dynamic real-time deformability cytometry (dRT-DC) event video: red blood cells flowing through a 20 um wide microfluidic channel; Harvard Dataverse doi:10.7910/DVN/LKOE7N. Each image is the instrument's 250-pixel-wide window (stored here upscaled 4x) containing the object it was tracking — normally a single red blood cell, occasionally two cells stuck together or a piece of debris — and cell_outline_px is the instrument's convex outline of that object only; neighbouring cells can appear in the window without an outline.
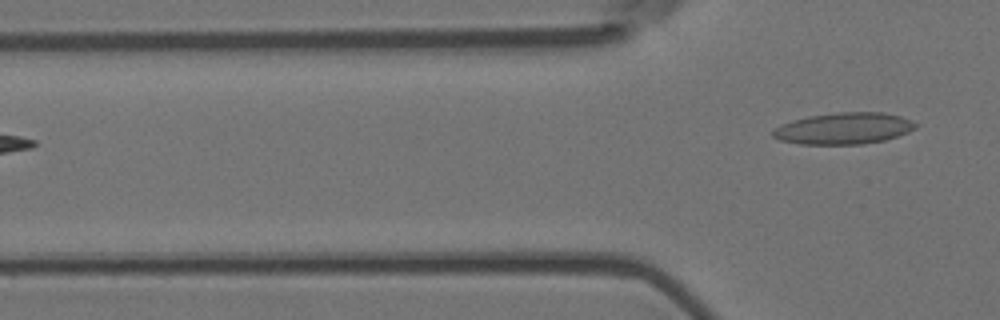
{"species": "Egyptian fruit bat (a non-hibernating species)", "species_latin": "Rousettus aegyptiacus", "temperature_condition": "room temperature", "stored_images_in_passage": 4, "camera_frame_rate_fps": 3000, "um_per_image_px": 0.085, "animal": {"sex": "female"}, "frame": {"image": 1, "passage_image": 4, "time_ms": 1.0, "image_size_px": [1000, 320], "cell_outline_px": [[916, 128], [908, 132], [884, 140], [864, 144], [800, 144], [780, 140], [772, 136], [772, 132], [780, 124], [792, 120], [808, 116], [840, 112], [884, 112], [900, 116], [912, 120], [916, 124]], "centroid_in_image_um": [71.72, 10.91], "position_along_channel_um": 54.1, "area_um2": 26.18}}